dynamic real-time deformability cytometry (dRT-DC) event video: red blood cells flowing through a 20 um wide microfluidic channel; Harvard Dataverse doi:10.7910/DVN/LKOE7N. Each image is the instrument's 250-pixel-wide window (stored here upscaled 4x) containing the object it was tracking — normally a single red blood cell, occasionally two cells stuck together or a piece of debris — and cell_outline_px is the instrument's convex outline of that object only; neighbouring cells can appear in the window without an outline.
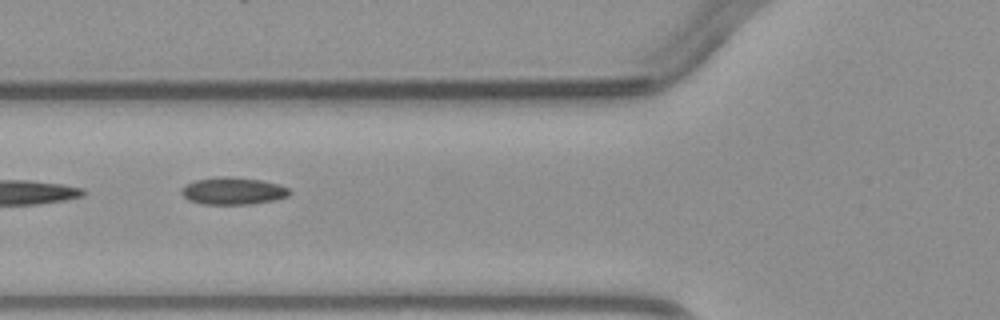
{"species": "common noctule bat (a hibernating species)", "species_latin": "Nyctalus noctula", "temperature_condition": "warm", "stored_images_in_passage": 3, "camera_frame_rate_fps": 3000, "um_per_image_px": 0.085, "animal": {"sex": "male", "body_mass_g": 23.1, "forearm_length_mm": 52.7}, "frame": {"image": 1, "passage_image": 2, "time_ms": 1.333, "image_size_px": [1000, 320], "cell_outline_px": [[292, 192], [288, 196], [276, 200], [252, 204], [200, 204], [188, 200], [180, 192], [188, 184], [196, 180], [220, 176], [228, 176], [260, 180], [280, 184], [288, 188]], "centroid_in_image_um": [19.85, 16.24], "position_along_channel_um": 106.0, "area_um2": 17.17}}
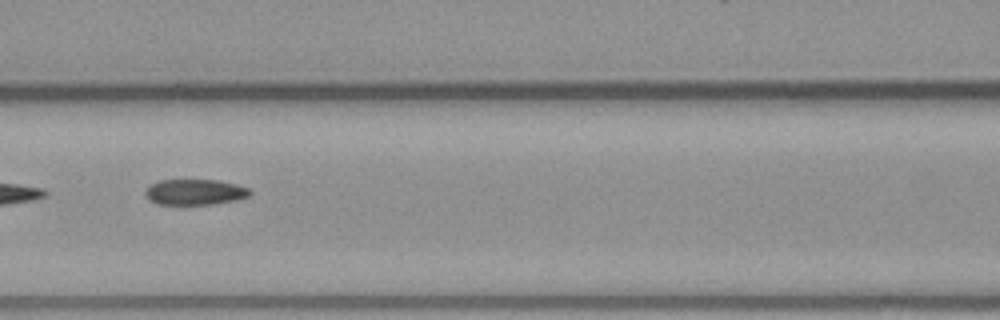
{"frame": {"image": 2, "passage_image": 3, "time_ms": 2.333, "image_size_px": [1000, 320], "cell_outline_px": [[252, 192], [248, 196], [236, 200], [212, 204], [156, 204], [148, 200], [144, 192], [152, 184], [160, 180], [220, 180], [236, 184], [248, 188]], "centroid_in_image_um": [16.57, 16.32], "position_along_channel_um": 150.0, "area_um2": 15.61}}